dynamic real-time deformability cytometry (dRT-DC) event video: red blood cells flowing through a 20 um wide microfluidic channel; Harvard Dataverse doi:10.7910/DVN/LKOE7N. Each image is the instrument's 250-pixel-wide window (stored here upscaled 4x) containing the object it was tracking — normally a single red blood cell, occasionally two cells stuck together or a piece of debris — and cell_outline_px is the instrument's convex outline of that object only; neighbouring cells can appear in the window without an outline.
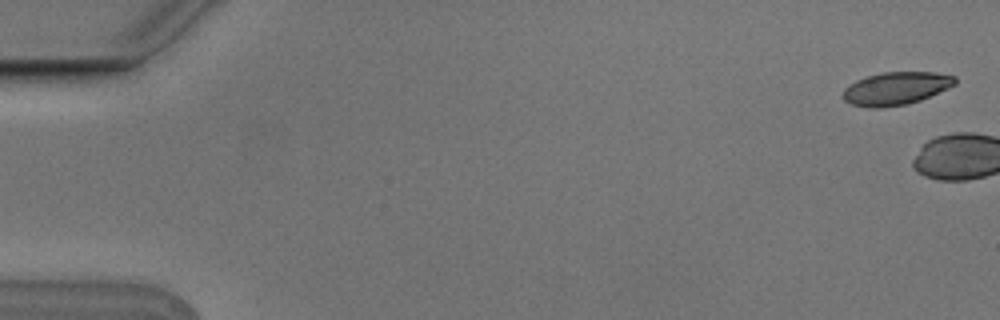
{"species": "Egyptian fruit bat (a non-hibernating species)", "species_latin": "Rousettus aegyptiacus", "temperature_condition": "cold", "stored_images_in_passage": 7, "camera_frame_rate_fps": 3000, "um_per_image_px": 0.085, "animal": {"sex": "male"}, "frame": {"image": 1, "passage_image": 1, "time_ms": 0.0, "image_size_px": [1000, 320], "cell_outline_px": [[956, 84], [948, 88], [920, 100], [908, 104], [880, 108], [868, 108], [852, 104], [844, 100], [844, 88], [856, 80], [868, 76], [884, 72], [936, 72], [956, 76]], "centroid_in_image_um": [76.17, 7.52], "position_along_channel_um": 8.8, "area_um2": 21.44}}